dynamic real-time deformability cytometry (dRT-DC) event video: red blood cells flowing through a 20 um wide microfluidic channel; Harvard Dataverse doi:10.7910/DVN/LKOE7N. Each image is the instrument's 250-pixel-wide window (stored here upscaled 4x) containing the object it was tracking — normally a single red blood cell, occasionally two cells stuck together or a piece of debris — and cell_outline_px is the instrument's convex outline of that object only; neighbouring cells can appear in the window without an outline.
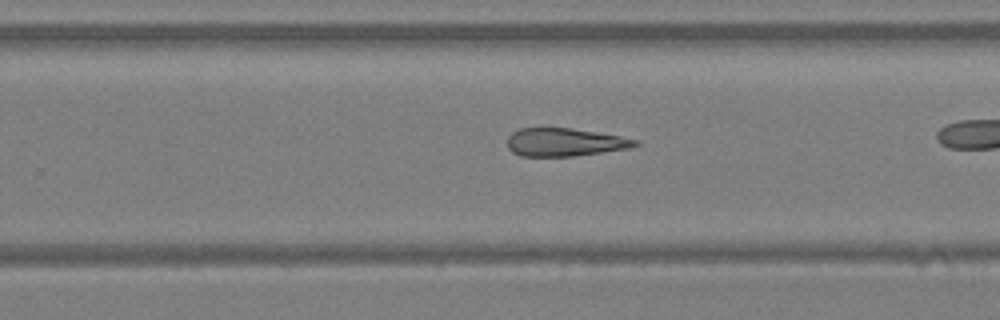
{"species": "Egyptian fruit bat (a non-hibernating species)", "species_latin": "Rousettus aegyptiacus", "temperature_condition": "warm", "stored_images_in_passage": 26, "camera_frame_rate_fps": 3000, "um_per_image_px": 0.085, "animal": {"sex": "female"}, "frame": {"image": 1, "passage_image": 19, "time_ms": 6.0, "image_size_px": [1000, 320], "cell_outline_px": [[640, 144], [628, 148], [572, 156], [520, 156], [512, 152], [508, 148], [508, 136], [512, 132], [520, 128], [568, 128], [620, 136], [636, 140]], "centroid_in_image_um": [47.94, 12.09], "position_along_channel_um": 281.9, "area_um2": 20.58}}
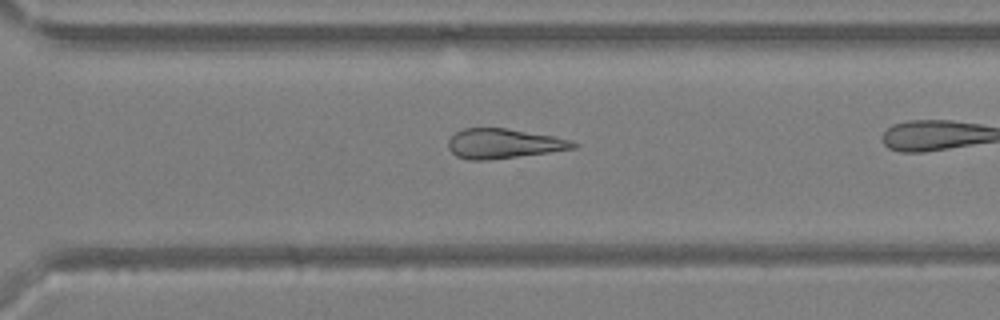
{"frame": {"image": 2, "passage_image": 22, "time_ms": 7.0, "image_size_px": [1000, 320], "cell_outline_px": [[580, 144], [576, 148], [548, 152], [488, 160], [468, 160], [456, 156], [448, 148], [448, 140], [456, 132], [464, 128], [504, 128], [552, 136], [572, 140]], "centroid_in_image_um": [42.79, 12.21], "position_along_channel_um": 327.8, "area_um2": 21.5}}